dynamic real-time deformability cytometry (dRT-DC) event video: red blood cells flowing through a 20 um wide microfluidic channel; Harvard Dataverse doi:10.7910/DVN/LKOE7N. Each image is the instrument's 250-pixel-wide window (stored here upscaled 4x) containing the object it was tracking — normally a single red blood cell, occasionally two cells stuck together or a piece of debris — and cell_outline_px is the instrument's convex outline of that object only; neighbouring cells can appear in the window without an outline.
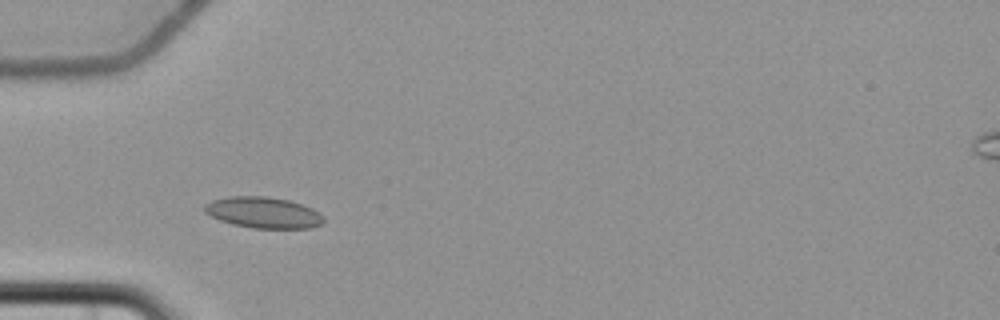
{"species": "common noctule bat (a hibernating species)", "species_latin": "Nyctalus noctula", "temperature_condition": "cold", "stored_images_in_passage": 3, "camera_frame_rate_fps": 3000, "um_per_image_px": 0.085, "animal": {"sex": "female", "body_mass_g": 22.7, "forearm_length_mm": 54.2}, "frame": {"image": 1, "passage_image": 2, "time_ms": 1.333, "image_size_px": [1000, 320], "cell_outline_px": [[324, 220], [320, 224], [312, 228], [252, 228], [232, 224], [208, 216], [204, 212], [204, 204], [212, 200], [228, 196], [268, 196], [288, 200], [312, 208], [320, 212], [324, 216]], "centroid_in_image_um": [22.36, 18.06], "position_along_channel_um": 62.6, "area_um2": 21.79}}
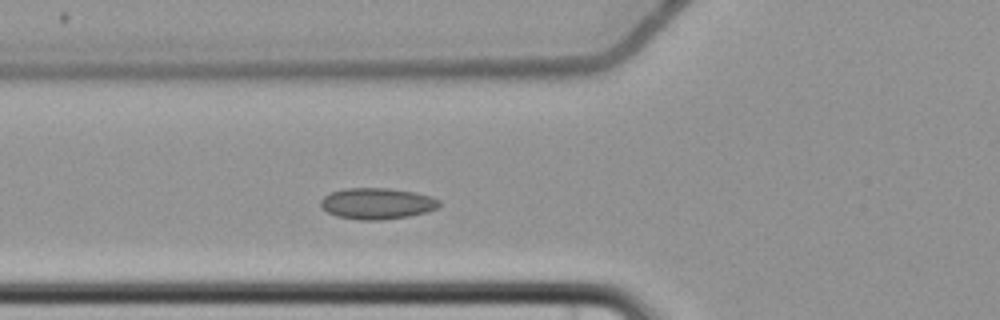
{"frame": {"image": 2, "passage_image": 3, "time_ms": 2.333, "image_size_px": [1000, 320], "cell_outline_px": [[440, 204], [436, 208], [428, 212], [408, 216], [380, 220], [360, 220], [336, 216], [320, 208], [320, 200], [324, 196], [332, 192], [344, 188], [388, 188], [416, 192], [440, 200]], "centroid_in_image_um": [32.02, 17.3], "position_along_channel_um": 93.8, "area_um2": 21.62}}